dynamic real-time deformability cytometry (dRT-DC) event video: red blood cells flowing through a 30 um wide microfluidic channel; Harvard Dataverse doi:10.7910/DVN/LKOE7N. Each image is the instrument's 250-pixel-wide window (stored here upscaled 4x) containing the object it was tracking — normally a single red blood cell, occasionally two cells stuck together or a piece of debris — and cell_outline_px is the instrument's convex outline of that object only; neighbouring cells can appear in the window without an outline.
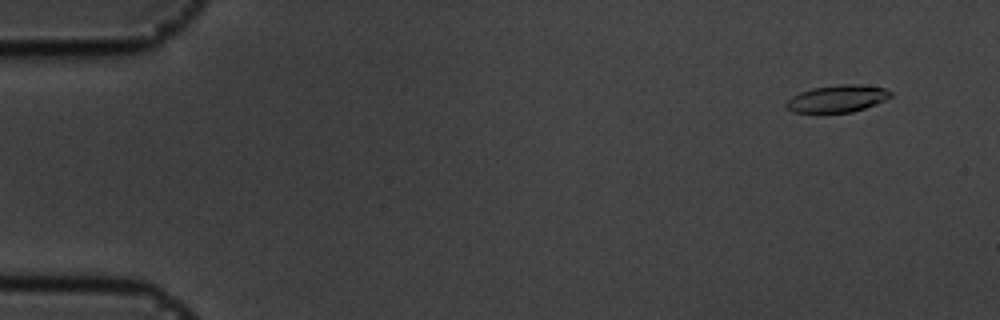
{"species": "common noctule bat (a hibernating species)", "species_latin": "Nyctalus noctula", "temperature_condition": "cold", "stored_images_in_passage": 57, "camera_frame_rate_fps": 3000, "um_per_image_px": 0.085, "animal": {"sex": "male", "body_mass_g": 19.5, "forearm_length_mm": 54.6}, "frame": {"image": 1, "passage_image": 5, "time_ms": 1.333, "image_size_px": [1000, 320], "cell_outline_px": [[892, 96], [876, 104], [852, 112], [792, 112], [784, 104], [792, 96], [800, 92], [812, 88], [840, 84], [856, 84], [884, 88], [892, 92]], "centroid_in_image_um": [71.17, 8.38], "position_along_channel_um": 13.8, "area_um2": 16.36}}
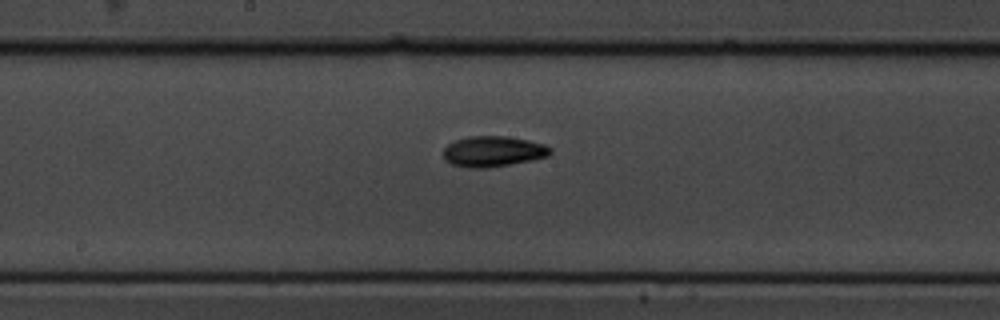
{"frame": {"image": 2, "passage_image": 31, "time_ms": 10.0, "image_size_px": [1000, 320], "cell_outline_px": [[552, 152], [548, 156], [532, 160], [488, 168], [468, 168], [452, 164], [444, 156], [444, 148], [448, 144], [456, 140], [468, 136], [508, 136], [528, 140], [544, 144], [552, 148]], "centroid_in_image_um": [41.94, 12.87], "position_along_channel_um": 206.3, "area_um2": 19.07}}
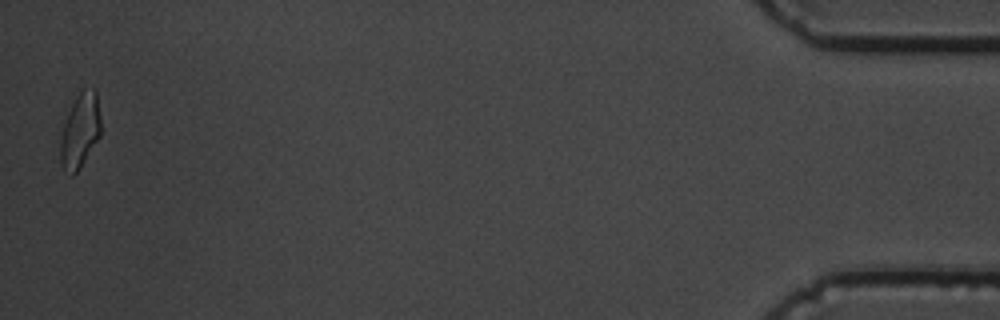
{"frame": {"image": 3, "passage_image": 57, "time_ms": 18.667, "image_size_px": [1000, 320], "cell_outline_px": [[100, 136], [80, 168], [72, 176], [68, 176], [64, 172], [60, 164], [60, 140], [64, 124], [68, 112], [76, 96], [84, 88], [96, 88], [100, 116]], "centroid_in_image_um": [6.8, 11.14], "position_along_channel_um": 428.4, "area_um2": 17.74}, "authors_computed_cell_mechanics": {"area_um2": 17.3978, "velocity_mm_per_s": 3.5778, "shape_relaxation_time_tau1_ms": 3.9671, "shape_relaxation_time_tau2_ms": null, "deformation_change_tau1": 0.1458, "deformation_change_tau2": null}}